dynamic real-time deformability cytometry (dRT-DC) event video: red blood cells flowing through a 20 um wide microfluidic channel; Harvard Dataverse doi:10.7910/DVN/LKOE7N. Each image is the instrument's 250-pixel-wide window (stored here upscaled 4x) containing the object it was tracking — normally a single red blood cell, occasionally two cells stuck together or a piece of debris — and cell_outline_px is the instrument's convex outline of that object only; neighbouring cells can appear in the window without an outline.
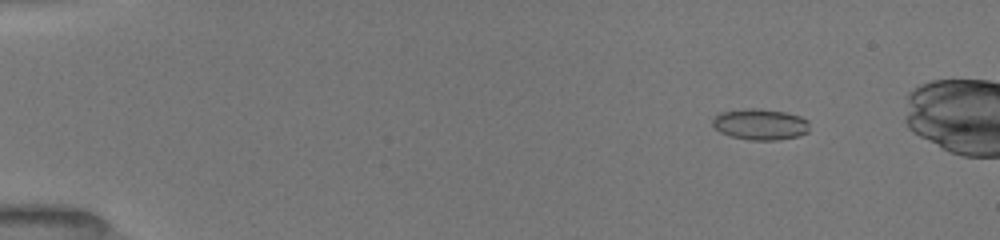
{"species": "common noctule bat (a hibernating species)", "species_latin": "Nyctalus noctula", "temperature_condition": "room temperature", "stored_images_in_passage": 48, "camera_frame_rate_fps": 3000, "um_per_image_px": 0.085, "animal": {"sex": "female", "body_mass_g": 19.5, "forearm_length_mm": 54.1}, "frame": {"image": 1, "passage_image": 2, "time_ms": 0.333, "image_size_px": [1000, 240], "cell_outline_px": [[808, 132], [800, 136], [776, 140], [748, 140], [732, 136], [720, 132], [712, 124], [712, 120], [720, 112], [748, 108], [760, 108], [784, 112], [800, 116], [808, 120]], "centroid_in_image_um": [64.63, 10.57], "position_along_channel_um": 20.4, "area_um2": 17.57}}
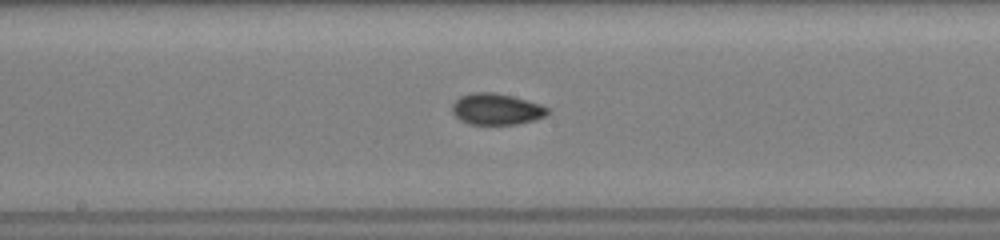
{"frame": {"image": 2, "passage_image": 24, "time_ms": 7.667, "image_size_px": [1000, 240], "cell_outline_px": [[548, 116], [516, 124], [468, 124], [460, 120], [452, 112], [452, 104], [460, 96], [472, 92], [492, 92], [512, 96], [540, 104], [548, 108]], "centroid_in_image_um": [42.18, 9.27], "position_along_channel_um": 206.0, "area_um2": 17.34}}
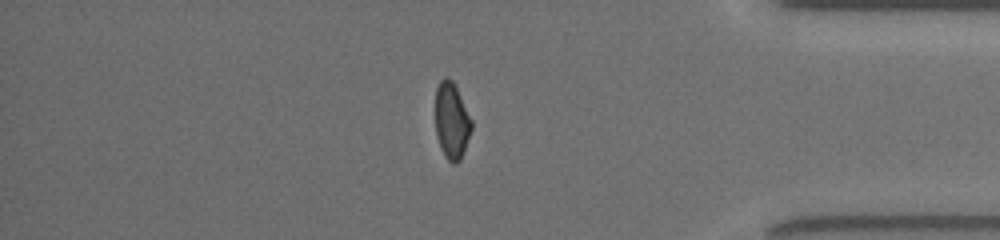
{"frame": {"image": 3, "passage_image": 40, "time_ms": 13.0, "image_size_px": [1000, 240], "cell_outline_px": [[472, 128], [460, 160], [456, 164], [452, 164], [444, 156], [440, 148], [436, 132], [436, 88], [440, 80], [444, 76], [448, 76], [452, 80], [472, 120]], "centroid_in_image_um": [38.38, 10.27], "position_along_channel_um": 396.8, "area_um2": 16.01}, "authors_computed_cell_mechanics": {"area_um2": 17.0221, "velocity_mm_per_s": 4.0151, "shape_relaxation_time_tau1_ms": 10.872, "shape_relaxation_time_tau2_ms": 2.1534, "deformation_change_tau1": 0.2038, "deformation_change_tau2": 0.0567}}